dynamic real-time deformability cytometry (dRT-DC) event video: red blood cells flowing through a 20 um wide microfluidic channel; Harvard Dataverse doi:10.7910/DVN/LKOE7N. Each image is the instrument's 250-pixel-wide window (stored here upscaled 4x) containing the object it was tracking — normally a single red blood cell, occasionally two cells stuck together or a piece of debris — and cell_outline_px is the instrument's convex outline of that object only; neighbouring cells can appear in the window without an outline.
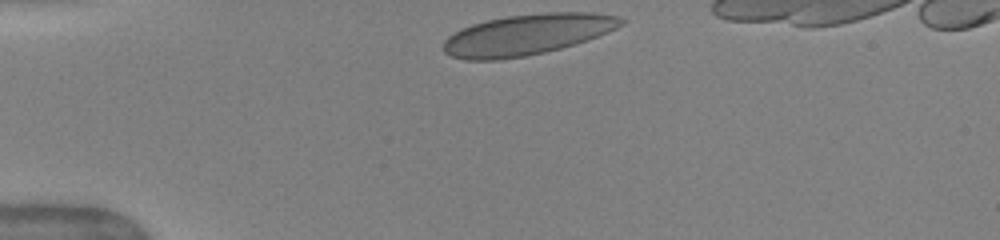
{"species": "human", "species_latin": "Homo sapiens", "temperature_condition": "warm", "stored_images_in_passage": 33, "camera_frame_rate_fps": 3000, "um_per_image_px": 0.085, "donor": {"sex": "female"}, "frame": {"image": 1, "passage_image": 1, "time_ms": 0.0, "image_size_px": [1000, 240], "cell_outline_px": [[628, 20], [624, 24], [608, 32], [588, 40], [576, 44], [544, 52], [524, 56], [496, 60], [464, 60], [452, 56], [444, 52], [444, 40], [448, 36], [460, 28], [472, 24], [504, 16], [544, 12], [592, 12], [616, 16]], "centroid_in_image_um": [44.81, 2.93], "position_along_channel_um": 40.2, "area_um2": 42.43}}
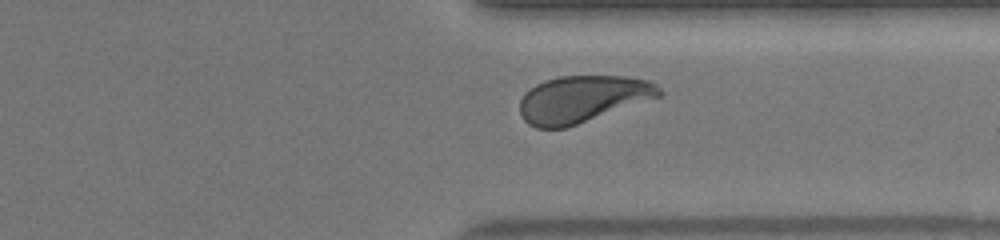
{"frame": {"image": 2, "passage_image": 28, "time_ms": 9.0, "image_size_px": [1000, 240], "cell_outline_px": [[664, 96], [564, 128], [536, 128], [528, 124], [524, 120], [520, 112], [520, 100], [524, 92], [536, 84], [544, 80], [560, 76], [628, 76], [648, 80], [656, 84], [664, 92]], "centroid_in_image_um": [49.54, 8.41], "position_along_channel_um": 361.9, "area_um2": 38.38}, "authors_computed_cell_mechanics": {"area_um2": 39.4774, "velocity_mm_per_s": 4.0076, "shape_relaxation_time_tau1_ms": 3.8888, "shape_relaxation_time_tau2_ms": null, "deformation_change_tau1": 0.1659, "deformation_change_tau2": null}}